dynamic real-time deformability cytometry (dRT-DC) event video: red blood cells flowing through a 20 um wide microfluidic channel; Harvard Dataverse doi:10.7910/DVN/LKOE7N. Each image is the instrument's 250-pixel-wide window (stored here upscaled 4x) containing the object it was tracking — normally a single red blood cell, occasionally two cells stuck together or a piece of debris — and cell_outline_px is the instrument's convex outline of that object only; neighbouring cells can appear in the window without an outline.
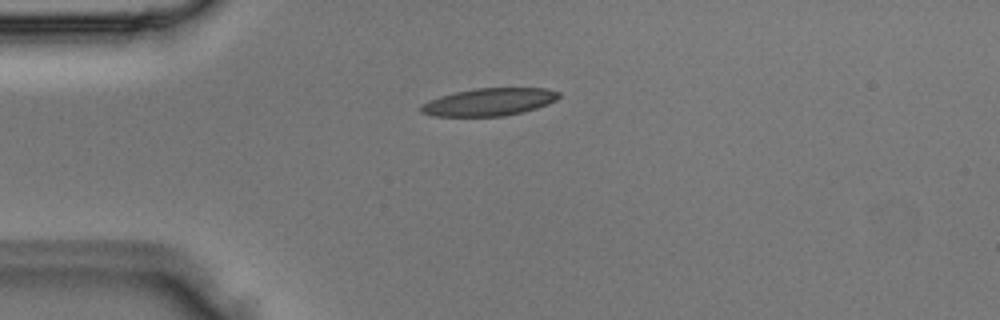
{"species": "Egyptian fruit bat (a non-hibernating species)", "species_latin": "Rousettus aegyptiacus", "temperature_condition": "room temperature", "stored_images_in_passage": 1, "camera_frame_rate_fps": 3000, "um_per_image_px": 0.085, "animal": {"sex": "male"}, "frame": {"image": 1, "passage_image": 1, "time_ms": 0.0, "image_size_px": [1000, 320], "cell_outline_px": [[560, 96], [556, 100], [536, 108], [504, 116], [432, 116], [420, 112], [420, 104], [428, 100], [440, 96], [456, 92], [476, 88], [544, 88], [560, 92]], "centroid_in_image_um": [41.53, 8.67], "position_along_channel_um": 43.5, "area_um2": 22.08}}